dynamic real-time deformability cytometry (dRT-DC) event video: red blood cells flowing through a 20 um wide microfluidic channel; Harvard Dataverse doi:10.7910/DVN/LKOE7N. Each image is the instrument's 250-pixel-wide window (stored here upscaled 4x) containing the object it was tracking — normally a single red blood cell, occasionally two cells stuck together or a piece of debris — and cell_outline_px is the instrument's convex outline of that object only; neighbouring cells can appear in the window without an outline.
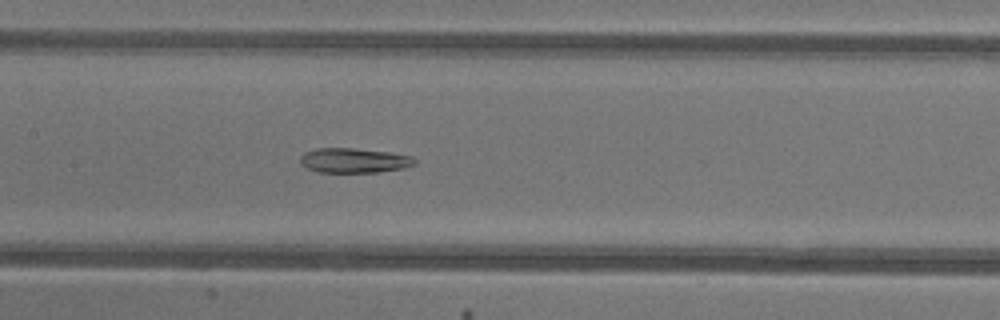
{"species": "common noctule bat (a hibernating species)", "species_latin": "Nyctalus noctula", "temperature_condition": "warm", "stored_images_in_passage": 32, "camera_frame_rate_fps": 3000, "um_per_image_px": 0.085, "animal": {"sex": "female"}, "frame": {"image": 1, "passage_image": 8, "time_ms": 2.333, "image_size_px": [1000, 320], "cell_outline_px": [[416, 164], [404, 168], [376, 172], [316, 172], [300, 164], [300, 156], [304, 152], [316, 148], [352, 148], [388, 152], [412, 156], [416, 160]], "centroid_in_image_um": [30.07, 13.64], "position_along_channel_um": 177.3, "area_um2": 16.53}}
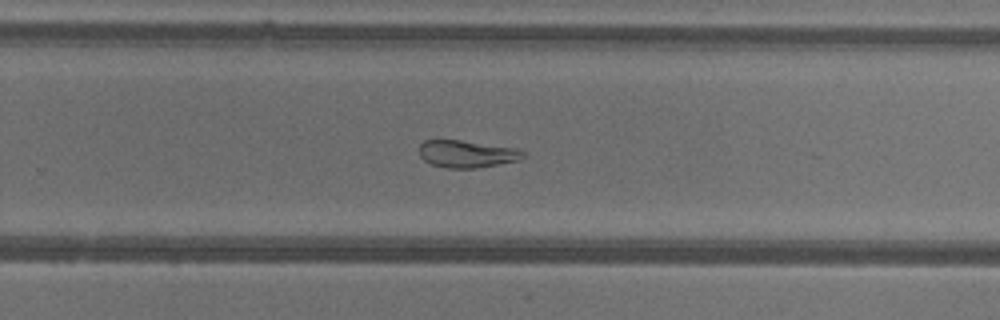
{"frame": {"image": 2, "passage_image": 16, "time_ms": 5.0, "image_size_px": [1000, 320], "cell_outline_px": [[524, 156], [520, 160], [476, 168], [448, 168], [432, 164], [424, 160], [420, 156], [420, 144], [424, 140], [460, 140], [516, 148], [524, 152]], "centroid_in_image_um": [39.68, 13.08], "position_along_channel_um": 290.1, "area_um2": 16.36}}
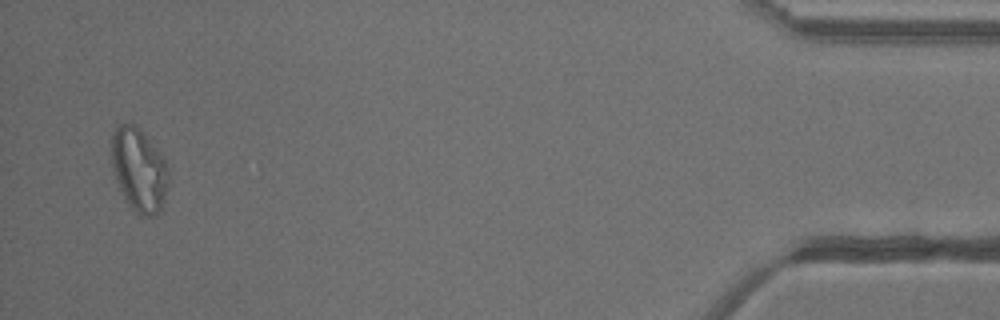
{"frame": {"image": 3, "passage_image": 31, "time_ms": 10.0, "image_size_px": [1000, 320], "cell_outline_px": [[168, 184], [164, 200], [156, 216], [140, 216], [124, 200], [116, 180], [112, 168], [112, 132], [120, 124], [136, 124], [164, 156], [168, 172]], "centroid_in_image_um": [11.82, 14.44], "position_along_channel_um": 423.4, "area_um2": 27.8}}